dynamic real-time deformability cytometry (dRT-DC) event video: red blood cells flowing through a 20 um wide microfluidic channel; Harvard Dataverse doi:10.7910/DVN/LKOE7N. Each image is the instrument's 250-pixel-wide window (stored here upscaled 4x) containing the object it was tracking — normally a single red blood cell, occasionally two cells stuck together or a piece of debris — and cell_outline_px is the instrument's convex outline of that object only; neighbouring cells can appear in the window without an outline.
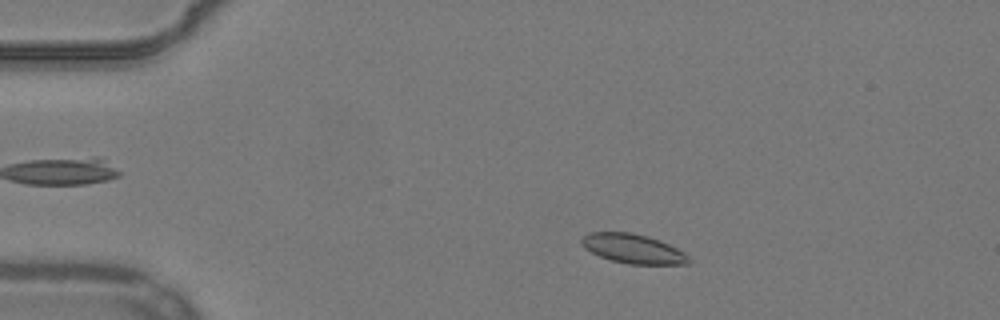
{"species": "common noctule bat (a hibernating species)", "species_latin": "Nyctalus noctula", "temperature_condition": "warm", "stored_images_in_passage": 50, "camera_frame_rate_fps": 3000, "um_per_image_px": 0.085, "animal": {"sex": "male", "body_mass_g": 19.2, "forearm_length_mm": 51.8}, "frame": {"image": 1, "passage_image": 7, "time_ms": 2.0, "image_size_px": [1000, 320], "cell_outline_px": [[692, 260], [688, 264], [628, 264], [612, 260], [600, 256], [584, 248], [580, 240], [588, 232], [632, 232], [648, 236], [660, 240], [684, 252]], "centroid_in_image_um": [53.82, 21.13], "position_along_channel_um": 31.2, "area_um2": 18.32}}
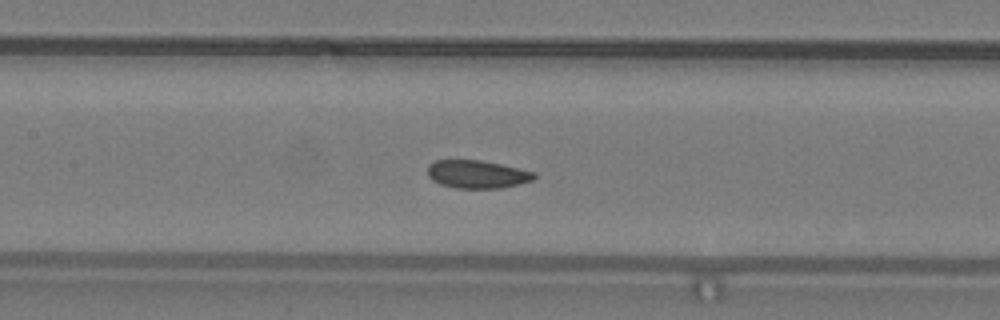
{"frame": {"image": 2, "passage_image": 22, "time_ms": 7.0, "image_size_px": [1000, 320], "cell_outline_px": [[536, 176], [532, 180], [500, 188], [456, 188], [440, 184], [432, 180], [428, 176], [428, 164], [436, 160], [480, 160], [500, 164], [536, 172]], "centroid_in_image_um": [40.53, 14.8], "position_along_channel_um": 166.9, "area_um2": 17.28}}
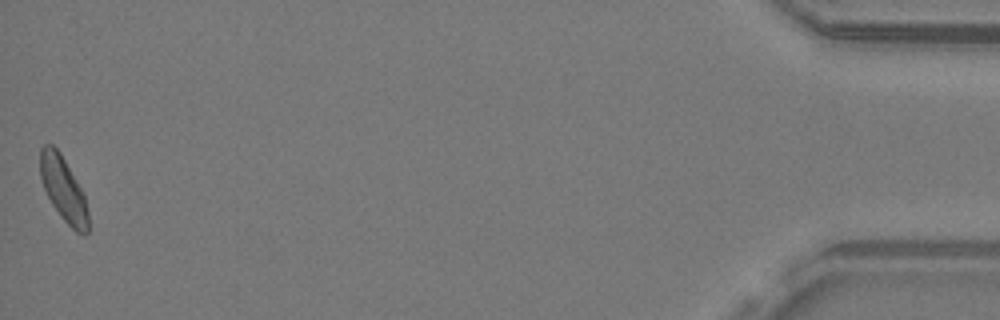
{"frame": {"image": 3, "passage_image": 50, "time_ms": 16.333, "image_size_px": [1000, 320], "cell_outline_px": [[88, 232], [84, 236], [76, 232], [60, 216], [52, 204], [44, 188], [40, 176], [40, 148], [44, 144], [52, 144], [60, 152], [84, 192], [88, 212]], "centroid_in_image_um": [5.4, 16.08], "position_along_channel_um": 429.8, "area_um2": 18.15}, "authors_computed_cell_mechanics": {"area_um2": 17.918, "velocity_mm_per_s": 3.8543, "shape_relaxation_time_tau1_ms": 11.3851, "shape_relaxation_time_tau2_ms": 1.7281, "deformation_change_tau1": 0.161, "deformation_change_tau2": 0.0622}}